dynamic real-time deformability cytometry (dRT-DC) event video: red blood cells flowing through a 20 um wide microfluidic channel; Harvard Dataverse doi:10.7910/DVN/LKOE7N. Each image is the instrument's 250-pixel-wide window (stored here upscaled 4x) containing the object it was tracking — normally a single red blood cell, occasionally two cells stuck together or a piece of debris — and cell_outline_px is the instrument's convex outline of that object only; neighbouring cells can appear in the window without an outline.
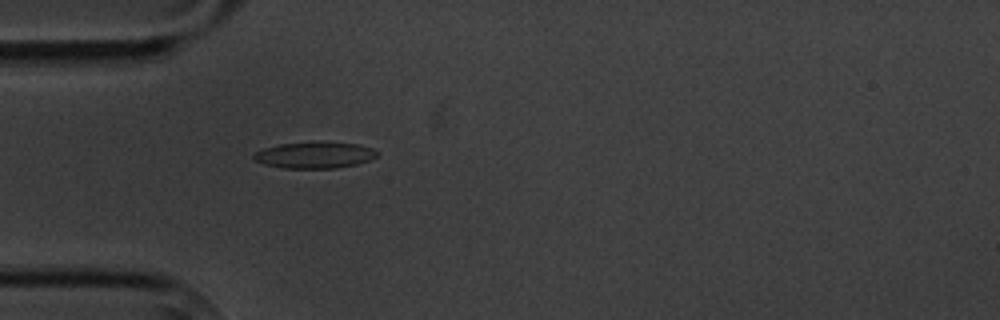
{"species": "common noctule bat (a hibernating species)", "species_latin": "Nyctalus noctula", "temperature_condition": "cold", "stored_images_in_passage": 5, "camera_frame_rate_fps": 3000, "um_per_image_px": 0.085, "animal": {"sex": "male", "body_mass_g": 20.1, "forearm_length_mm": 53.5}, "frame": {"image": 1, "passage_image": 5, "time_ms": 5.333, "image_size_px": [1000, 320], "cell_outline_px": [[376, 156], [368, 160], [356, 164], [336, 168], [284, 168], [264, 164], [256, 160], [252, 156], [256, 152], [264, 148], [280, 144], [312, 140], [320, 140], [360, 144], [372, 148], [376, 152]], "centroid_in_image_um": [26.74, 13.14], "position_along_channel_um": 58.3, "area_um2": 19.25}}